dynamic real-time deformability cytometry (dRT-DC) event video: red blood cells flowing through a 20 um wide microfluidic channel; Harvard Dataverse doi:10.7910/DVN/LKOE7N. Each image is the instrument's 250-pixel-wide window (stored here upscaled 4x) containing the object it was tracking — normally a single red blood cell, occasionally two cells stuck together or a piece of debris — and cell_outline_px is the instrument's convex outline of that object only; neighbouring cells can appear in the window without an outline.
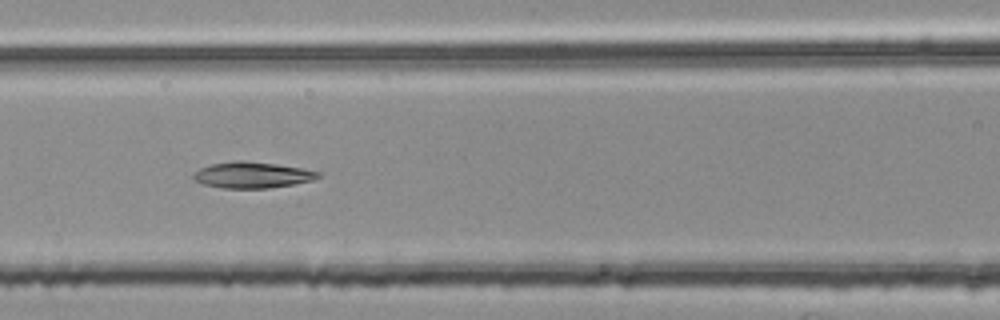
{"species": "common noctule bat (a hibernating species)", "species_latin": "Nyctalus noctula", "temperature_condition": "room temperature", "stored_images_in_passage": 34, "camera_frame_rate_fps": 3000, "um_per_image_px": 0.085, "animal": {"sex": "female", "body_mass_g": 25.1}, "frame": {"image": 1, "passage_image": 13, "time_ms": 4.0, "image_size_px": [1000, 320], "cell_outline_px": [[320, 176], [312, 180], [292, 184], [268, 188], [220, 188], [204, 184], [192, 180], [192, 176], [200, 168], [212, 164], [236, 160], [240, 160], [276, 164], [300, 168], [320, 172]], "centroid_in_image_um": [21.39, 14.87], "position_along_channel_um": 145.2, "area_um2": 18.79}}
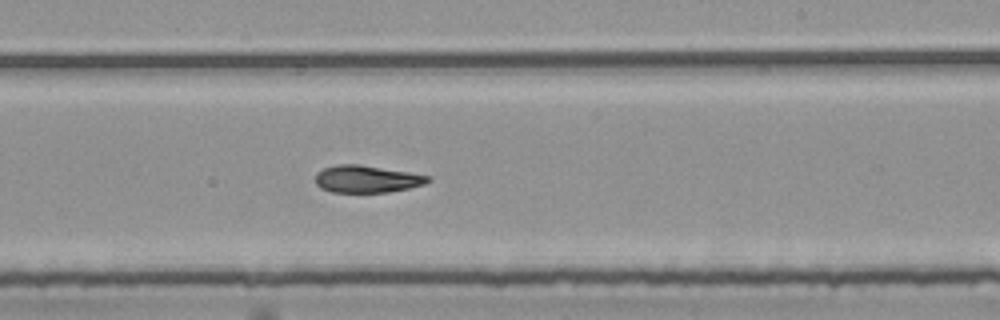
{"frame": {"image": 2, "passage_image": 22, "time_ms": 7.0, "image_size_px": [1000, 320], "cell_outline_px": [[432, 180], [424, 184], [408, 188], [388, 192], [332, 192], [320, 188], [316, 184], [316, 172], [324, 168], [336, 164], [360, 164], [408, 172], [428, 176]], "centroid_in_image_um": [31.14, 15.21], "position_along_channel_um": 257.9, "area_um2": 17.8}}
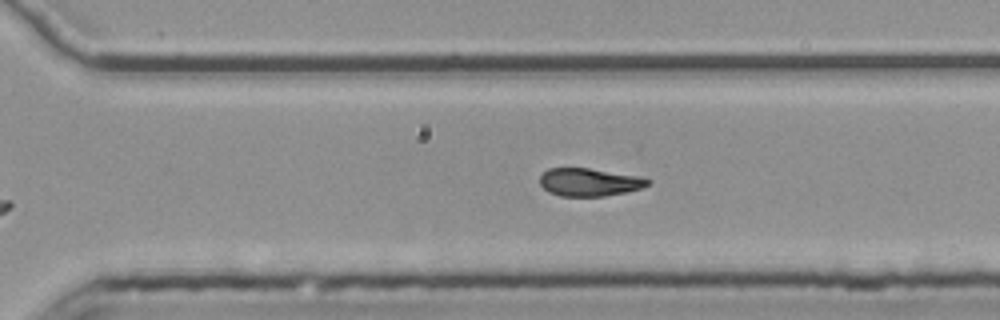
{"frame": {"image": 3, "passage_image": 27, "time_ms": 8.667, "image_size_px": [1000, 320], "cell_outline_px": [[652, 184], [640, 188], [624, 192], [604, 196], [560, 196], [548, 192], [540, 184], [540, 176], [548, 168], [588, 168], [636, 176], [652, 180]], "centroid_in_image_um": [50.07, 15.48], "position_along_channel_um": 320.5, "area_um2": 17.4}, "authors_computed_cell_mechanics": {"area_um2": 18.6983, "velocity_mm_per_s": 3.7706, "shape_relaxation_time_tau1_ms": 10.1566, "shape_relaxation_time_tau2_ms": 5.2488, "deformation_change_tau1": 0.238, "deformation_change_tau2": 0.1358}}